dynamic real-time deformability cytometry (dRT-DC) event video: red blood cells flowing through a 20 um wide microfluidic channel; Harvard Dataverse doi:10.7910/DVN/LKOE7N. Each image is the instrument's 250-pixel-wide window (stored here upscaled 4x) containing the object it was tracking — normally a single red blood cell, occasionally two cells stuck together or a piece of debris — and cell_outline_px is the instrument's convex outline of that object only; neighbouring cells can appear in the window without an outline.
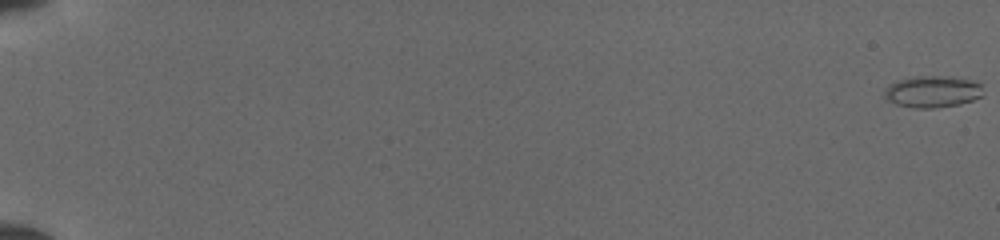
{"species": "common noctule bat (a hibernating species)", "species_latin": "Nyctalus noctula", "temperature_condition": "cold", "stored_images_in_passage": 52, "camera_frame_rate_fps": 3000, "um_per_image_px": 0.085, "animal": {"sex": "female", "body_mass_g": 19.5, "forearm_length_mm": 54.1}, "frame": {"image": 1, "passage_image": 1, "time_ms": 0.0, "image_size_px": [1000, 240], "cell_outline_px": [[984, 96], [960, 104], [936, 108], [912, 108], [896, 104], [888, 100], [884, 96], [884, 88], [888, 84], [896, 80], [916, 76], [952, 76], [972, 80], [980, 84]], "centroid_in_image_um": [79.25, 7.78], "position_along_channel_um": 5.8, "area_um2": 18.55}}
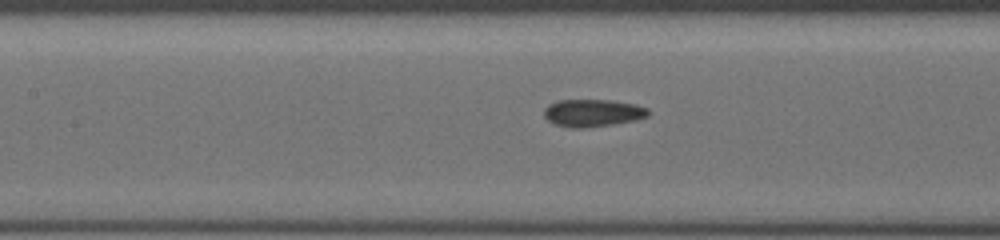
{"frame": {"image": 2, "passage_image": 27, "time_ms": 8.667, "image_size_px": [1000, 240], "cell_outline_px": [[648, 116], [636, 120], [612, 124], [584, 128], [572, 128], [552, 124], [544, 116], [544, 108], [548, 104], [556, 100], [612, 100], [636, 104], [648, 108]], "centroid_in_image_um": [50.35, 9.59], "position_along_channel_um": 157.1, "area_um2": 16.82}}
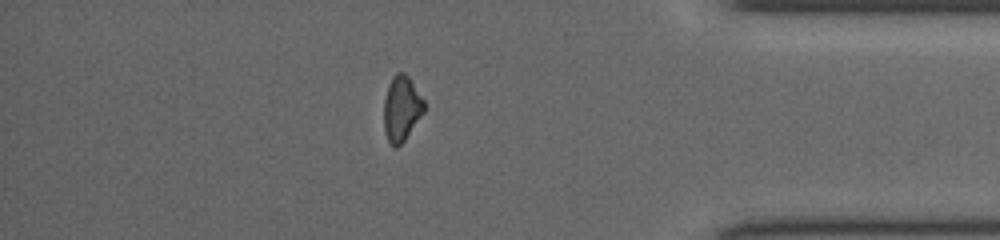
{"frame": {"image": 3, "passage_image": 46, "time_ms": 15.0, "image_size_px": [1000, 240], "cell_outline_px": [[424, 112], [404, 140], [396, 148], [388, 140], [384, 132], [384, 100], [388, 84], [392, 76], [396, 72], [404, 72], [408, 76], [424, 100]], "centroid_in_image_um": [34.12, 9.19], "position_along_channel_um": 401.1, "area_um2": 15.2}}